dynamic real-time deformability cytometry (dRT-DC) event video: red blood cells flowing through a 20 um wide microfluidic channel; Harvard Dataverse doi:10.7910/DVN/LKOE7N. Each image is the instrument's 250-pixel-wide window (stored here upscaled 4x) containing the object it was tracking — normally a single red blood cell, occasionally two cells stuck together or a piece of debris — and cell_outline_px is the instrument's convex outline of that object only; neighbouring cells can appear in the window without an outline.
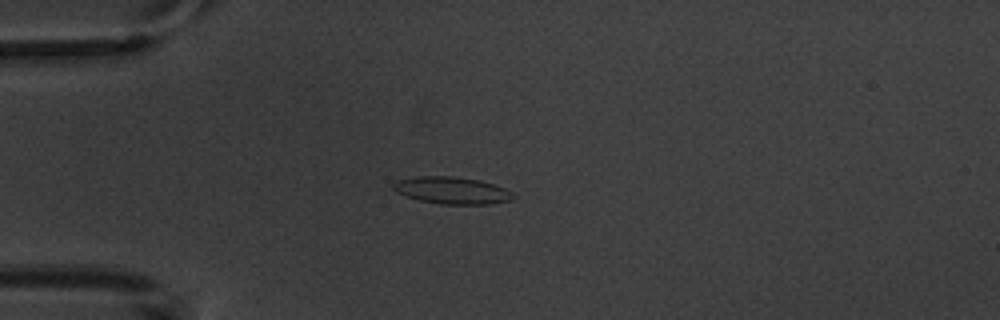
{"species": "common noctule bat (a hibernating species)", "species_latin": "Nyctalus noctula", "temperature_condition": "warm", "stored_images_in_passage": 5, "camera_frame_rate_fps": 3000, "um_per_image_px": 0.085, "animal": {"sex": "male", "body_mass_g": 20.1, "forearm_length_mm": 53.5}, "frame": {"image": 1, "passage_image": 3, "time_ms": 2.333, "image_size_px": [1000, 320], "cell_outline_px": [[516, 196], [512, 200], [488, 204], [440, 204], [420, 200], [396, 192], [392, 188], [392, 184], [396, 180], [416, 176], [452, 176], [480, 180], [504, 188], [512, 192]], "centroid_in_image_um": [38.41, 16.18], "position_along_channel_um": 46.6, "area_um2": 18.9}}
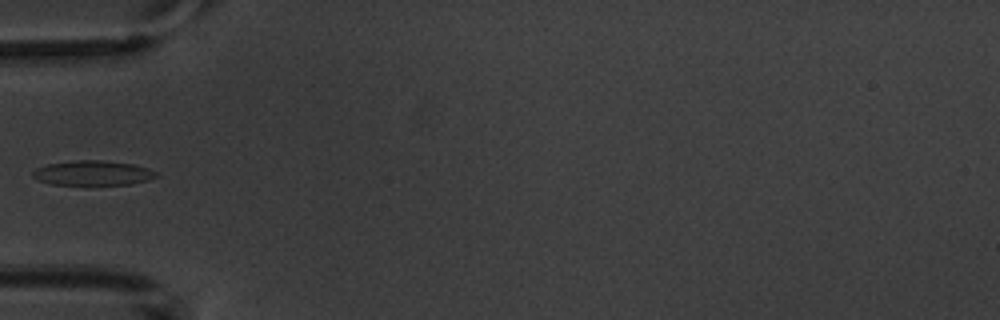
{"frame": {"image": 2, "passage_image": 4, "time_ms": 3.667, "image_size_px": [1000, 320], "cell_outline_px": [[160, 176], [148, 180], [132, 184], [84, 188], [52, 184], [40, 180], [32, 176], [32, 172], [36, 168], [48, 164], [76, 160], [100, 160], [132, 164], [148, 168], [156, 172]], "centroid_in_image_um": [7.9, 14.76], "position_along_channel_um": 77.1, "area_um2": 18.73}}